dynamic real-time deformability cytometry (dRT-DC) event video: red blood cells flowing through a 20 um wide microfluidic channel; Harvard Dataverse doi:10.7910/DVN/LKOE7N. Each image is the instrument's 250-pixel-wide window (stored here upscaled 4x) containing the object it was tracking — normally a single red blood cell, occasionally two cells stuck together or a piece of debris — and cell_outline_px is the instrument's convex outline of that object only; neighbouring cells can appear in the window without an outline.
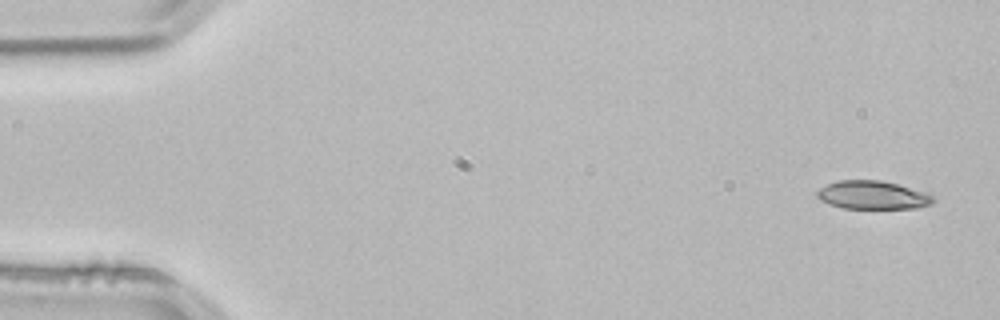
{"species": "common noctule bat (a hibernating species)", "species_latin": "Nyctalus noctula", "temperature_condition": "room temperature", "stored_images_in_passage": 14, "camera_frame_rate_fps": 3000, "um_per_image_px": 0.085, "animal": {"sex": "male", "body_mass_g": 21.5, "forearm_length_mm": 52.0}, "frame": {"image": 1, "passage_image": 2, "time_ms": 0.333, "image_size_px": [1000, 320], "cell_outline_px": [[936, 200], [932, 204], [920, 208], [844, 208], [828, 204], [820, 200], [816, 196], [816, 192], [820, 188], [828, 184], [840, 180], [880, 180], [896, 184], [924, 192], [932, 196]], "centroid_in_image_um": [74.16, 16.59], "position_along_channel_um": 10.8, "area_um2": 19.07}}
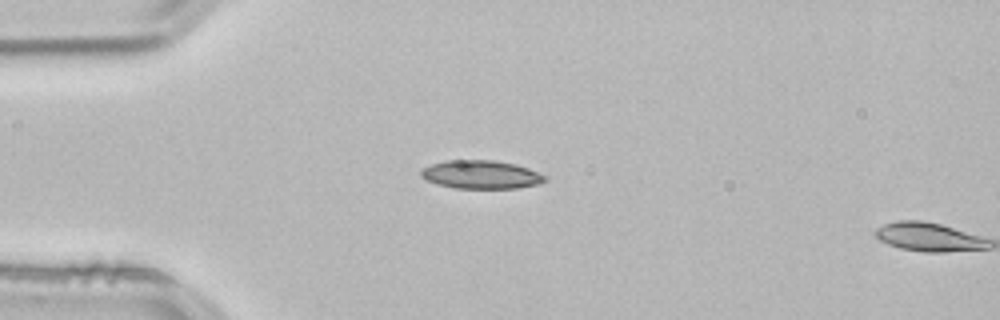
{"frame": {"image": 2, "passage_image": 13, "time_ms": 4.0, "image_size_px": [1000, 320], "cell_outline_px": [[548, 180], [540, 184], [520, 188], [456, 188], [436, 184], [420, 176], [420, 172], [424, 168], [432, 164], [444, 160], [492, 160], [516, 164], [528, 168], [548, 176]], "centroid_in_image_um": [40.94, 14.84], "position_along_channel_um": 44.1, "area_um2": 20.63}}